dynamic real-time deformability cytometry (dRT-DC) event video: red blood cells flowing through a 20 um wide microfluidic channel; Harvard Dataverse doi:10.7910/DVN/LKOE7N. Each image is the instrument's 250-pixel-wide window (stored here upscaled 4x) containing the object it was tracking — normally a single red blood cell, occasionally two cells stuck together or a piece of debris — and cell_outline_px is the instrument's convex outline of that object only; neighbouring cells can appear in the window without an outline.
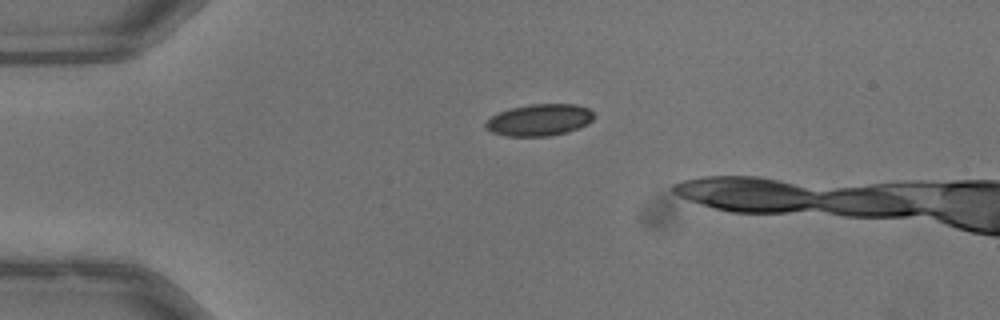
{"species": "common noctule bat (a hibernating species)", "species_latin": "Nyctalus noctula", "temperature_condition": "warm", "stored_images_in_passage": 34, "camera_frame_rate_fps": 3000, "um_per_image_px": 0.085, "animal": {"sex": "male", "body_mass_g": 13.3}, "frame": {"image": 1, "passage_image": 1, "time_ms": 0.0, "image_size_px": [1000, 320], "cell_outline_px": [[596, 116], [588, 124], [580, 128], [568, 132], [548, 136], [504, 136], [492, 132], [484, 128], [484, 124], [492, 116], [500, 112], [512, 108], [528, 104], [576, 104], [588, 108]], "centroid_in_image_um": [45.87, 10.2], "position_along_channel_um": 39.1, "area_um2": 20.17}}
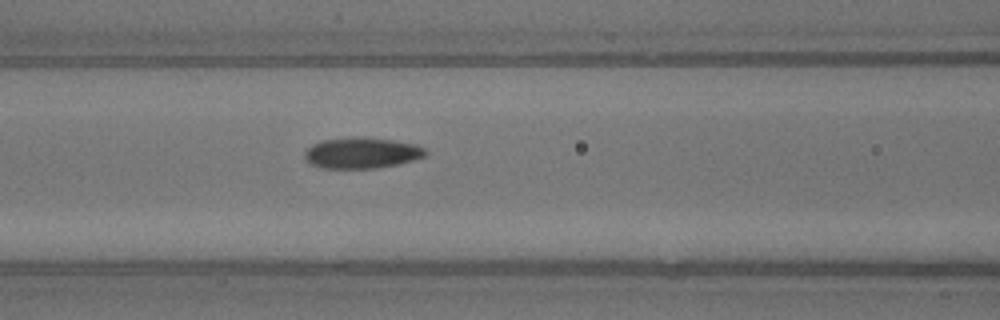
{"frame": {"image": 2, "passage_image": 11, "time_ms": 3.333, "image_size_px": [1000, 320], "cell_outline_px": [[428, 156], [396, 164], [376, 168], [324, 168], [312, 164], [304, 156], [304, 152], [312, 144], [320, 140], [360, 136], [364, 136], [392, 140], [416, 144], [424, 148], [428, 152]], "centroid_in_image_um": [30.77, 12.98], "position_along_channel_um": 135.8, "area_um2": 21.85}}
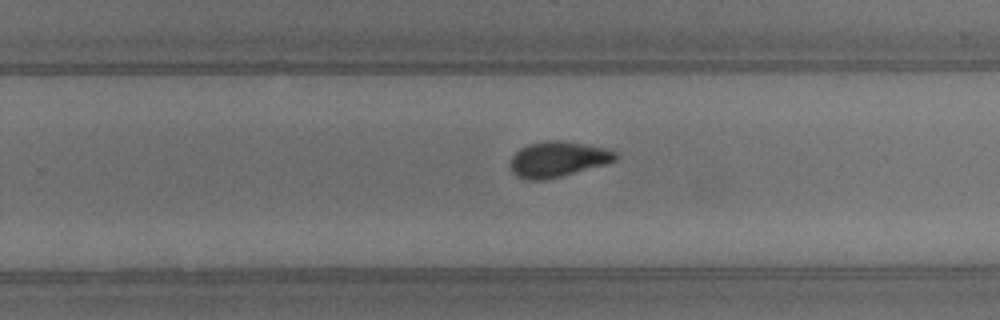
{"frame": {"image": 3, "passage_image": 22, "time_ms": 7.0, "image_size_px": [1000, 320], "cell_outline_px": [[620, 156], [616, 160], [608, 164], [544, 180], [528, 180], [516, 176], [512, 172], [508, 164], [512, 156], [520, 148], [528, 144], [544, 140], [564, 140], [604, 148], [616, 152]], "centroid_in_image_um": [47.4, 13.53], "position_along_channel_um": 282.4, "area_um2": 22.02}}